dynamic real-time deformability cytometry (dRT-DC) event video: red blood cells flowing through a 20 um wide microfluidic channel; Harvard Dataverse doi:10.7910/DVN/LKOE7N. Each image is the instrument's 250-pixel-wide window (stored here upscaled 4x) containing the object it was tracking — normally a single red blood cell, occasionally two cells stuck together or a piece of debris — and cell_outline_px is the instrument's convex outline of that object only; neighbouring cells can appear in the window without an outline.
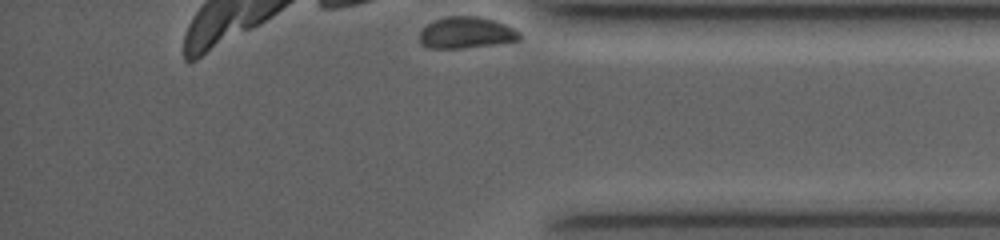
{"species": "common noctule bat (a hibernating species)", "species_latin": "Nyctalus noctula", "temperature_condition": "room temperature", "stored_images_in_passage": 36, "camera_frame_rate_fps": 4000, "um_per_image_px": 0.085, "animal": {"sex": "female", "body_mass_g": 19.0, "forearm_length_mm": 53.3}, "frame": {"image": 1, "passage_image": 36, "time_ms": 9.75, "image_size_px": [1000, 240], "cell_outline_px": [[524, 36], [520, 40], [492, 44], [460, 48], [428, 48], [420, 44], [420, 32], [428, 24], [436, 20], [448, 16], [480, 16], [496, 20], [516, 28]], "centroid_in_image_um": [39.69, 2.77], "position_along_channel_um": 395.5, "area_um2": 18.44}}